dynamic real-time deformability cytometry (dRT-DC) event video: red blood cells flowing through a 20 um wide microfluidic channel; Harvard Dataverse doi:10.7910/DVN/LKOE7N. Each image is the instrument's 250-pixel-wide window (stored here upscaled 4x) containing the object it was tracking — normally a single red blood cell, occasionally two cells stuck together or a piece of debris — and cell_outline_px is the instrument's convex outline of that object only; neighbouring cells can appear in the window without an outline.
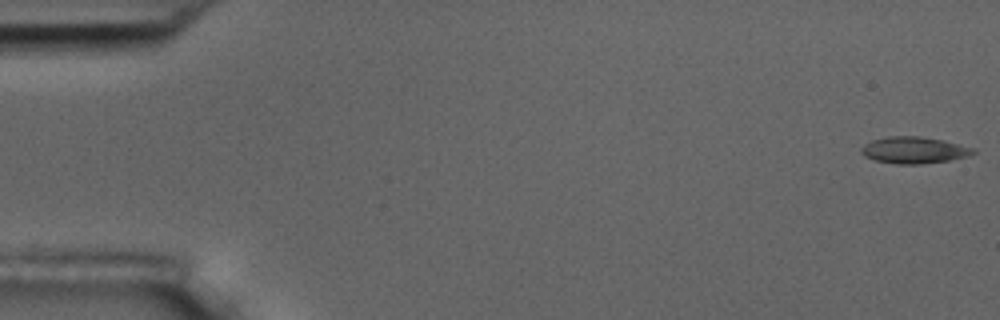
{"species": "common noctule bat (a hibernating species)", "species_latin": "Nyctalus noctula", "temperature_condition": "room temperature", "stored_images_in_passage": 5, "camera_frame_rate_fps": 3000, "um_per_image_px": 0.085, "animal": {"sex": "male", "body_mass_g": 17.5, "forearm_length_mm": 52.3}, "frame": {"image": 1, "passage_image": 1, "time_ms": 0.0, "image_size_px": [1000, 320], "cell_outline_px": [[976, 152], [968, 156], [948, 160], [920, 164], [896, 164], [876, 160], [864, 156], [860, 152], [860, 148], [864, 144], [872, 140], [888, 136], [920, 136], [944, 140], [976, 148]], "centroid_in_image_um": [77.69, 12.75], "position_along_channel_um": 7.3, "area_um2": 17.46}}
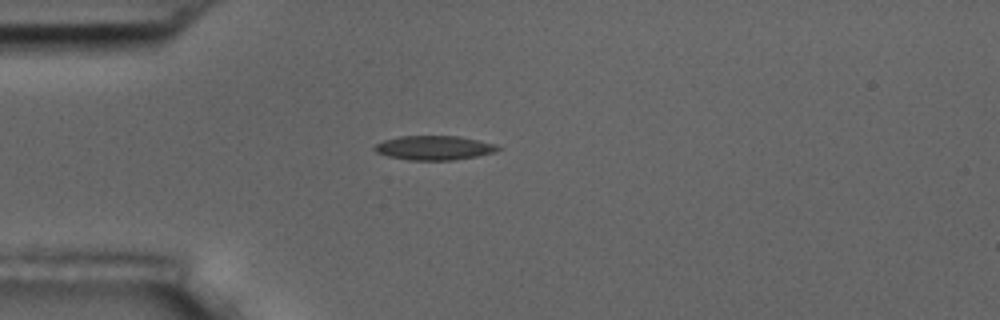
{"frame": {"image": 2, "passage_image": 5, "time_ms": 4.667, "image_size_px": [1000, 320], "cell_outline_px": [[504, 148], [496, 152], [476, 156], [452, 160], [408, 160], [388, 156], [376, 152], [372, 148], [376, 144], [384, 140], [400, 136], [460, 136], [496, 144]], "centroid_in_image_um": [36.93, 12.56], "position_along_channel_um": 48.1, "area_um2": 17.51}}